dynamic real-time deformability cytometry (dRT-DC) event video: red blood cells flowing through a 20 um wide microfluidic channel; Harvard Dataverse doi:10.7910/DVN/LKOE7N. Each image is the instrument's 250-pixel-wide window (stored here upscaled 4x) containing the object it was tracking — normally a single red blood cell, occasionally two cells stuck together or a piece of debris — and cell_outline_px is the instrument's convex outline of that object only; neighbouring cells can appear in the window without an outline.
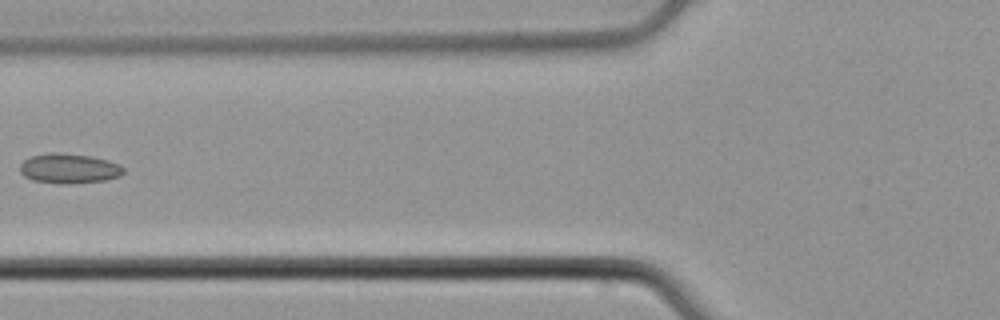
{"species": "common noctule bat (a hibernating species)", "species_latin": "Nyctalus noctula", "temperature_condition": "cold", "stored_images_in_passage": 3, "camera_frame_rate_fps": 3000, "um_per_image_px": 0.085, "animal": {"sex": "male", "body_mass_g": 21.5, "forearm_length_mm": 52.0}, "frame": {"image": 1, "passage_image": 3, "time_ms": 0.667, "image_size_px": [1000, 320], "cell_outline_px": [[124, 172], [120, 176], [108, 180], [32, 180], [24, 176], [20, 172], [20, 164], [24, 160], [32, 156], [92, 156], [108, 160], [120, 164], [124, 168]], "centroid_in_image_um": [5.95, 14.31], "position_along_channel_um": 119.9, "area_um2": 16.07}}